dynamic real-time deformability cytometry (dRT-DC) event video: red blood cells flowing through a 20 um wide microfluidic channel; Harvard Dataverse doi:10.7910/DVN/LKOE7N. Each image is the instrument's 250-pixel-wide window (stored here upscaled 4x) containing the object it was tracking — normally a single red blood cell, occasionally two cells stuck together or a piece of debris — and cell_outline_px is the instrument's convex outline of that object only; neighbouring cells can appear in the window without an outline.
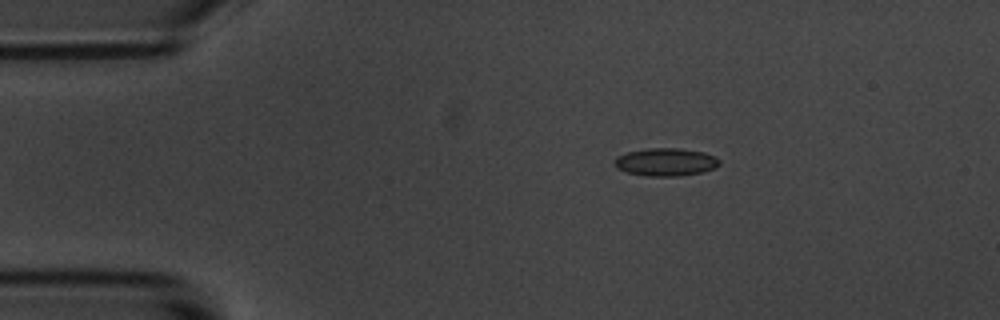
{"species": "common noctule bat (a hibernating species)", "species_latin": "Nyctalus noctula", "temperature_condition": "room temperature", "stored_images_in_passage": 5, "camera_frame_rate_fps": 3000, "um_per_image_px": 0.085, "animal": {"sex": "male", "body_mass_g": 20.1, "forearm_length_mm": 53.5}, "frame": {"image": 1, "passage_image": 2, "time_ms": 2.0, "image_size_px": [1000, 320], "cell_outline_px": [[720, 164], [716, 168], [704, 172], [680, 176], [648, 176], [628, 172], [616, 168], [616, 156], [628, 152], [648, 148], [680, 148], [704, 152], [716, 156], [720, 160]], "centroid_in_image_um": [56.66, 13.77], "position_along_channel_um": 28.3, "area_um2": 17.11}}
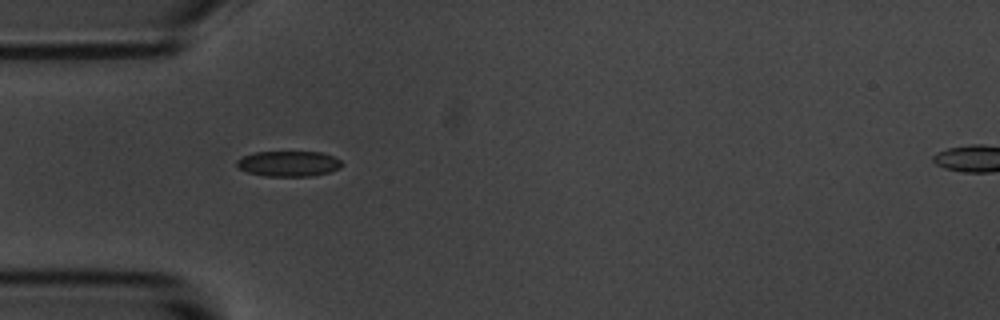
{"frame": {"image": 2, "passage_image": 4, "time_ms": 4.333, "image_size_px": [1000, 320], "cell_outline_px": [[344, 164], [340, 168], [328, 172], [312, 176], [264, 176], [248, 172], [240, 168], [236, 164], [236, 160], [244, 156], [256, 152], [324, 152], [340, 160]], "centroid_in_image_um": [24.56, 13.91], "position_along_channel_um": 60.4, "area_um2": 15.55}}